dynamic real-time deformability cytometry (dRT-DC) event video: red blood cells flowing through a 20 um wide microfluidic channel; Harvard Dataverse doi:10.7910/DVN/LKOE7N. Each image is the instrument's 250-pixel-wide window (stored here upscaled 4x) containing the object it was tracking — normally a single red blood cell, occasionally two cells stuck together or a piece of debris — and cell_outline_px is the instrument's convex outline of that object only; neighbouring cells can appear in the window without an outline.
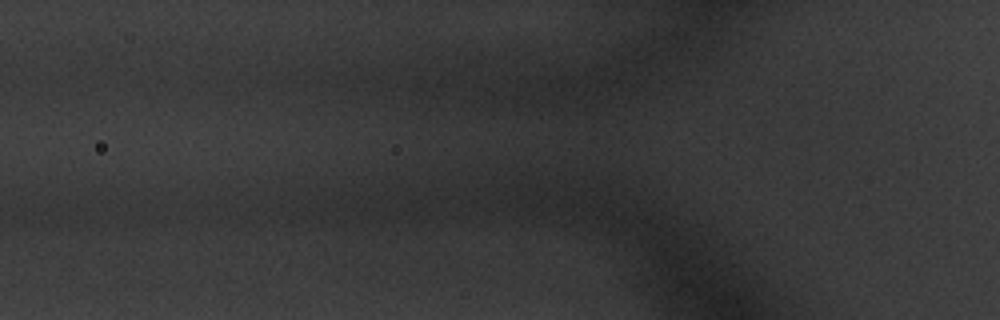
{"species": "common noctule bat (a hibernating species)", "species_latin": "Nyctalus noctula", "temperature_condition": "warm", "stored_images_in_passage": 3, "camera_frame_rate_fps": 3000, "um_per_image_px": 0.085, "animal": {"sex": "male", "body_mass_g": 20.1, "forearm_length_mm": 53.5}, "frame": {"image": 1, "passage_image": 2, "time_ms": 0.333, "image_size_px": [1000, 320], "cell_outline_px": [[624, 80], [596, 108], [564, 120], [516, 116], [484, 108], [480, 100], [516, 84], [592, 76], [616, 76]], "centroid_in_image_um": [47.02, 8.28], "position_along_channel_um": 78.8, "area_um2": 29.65}}